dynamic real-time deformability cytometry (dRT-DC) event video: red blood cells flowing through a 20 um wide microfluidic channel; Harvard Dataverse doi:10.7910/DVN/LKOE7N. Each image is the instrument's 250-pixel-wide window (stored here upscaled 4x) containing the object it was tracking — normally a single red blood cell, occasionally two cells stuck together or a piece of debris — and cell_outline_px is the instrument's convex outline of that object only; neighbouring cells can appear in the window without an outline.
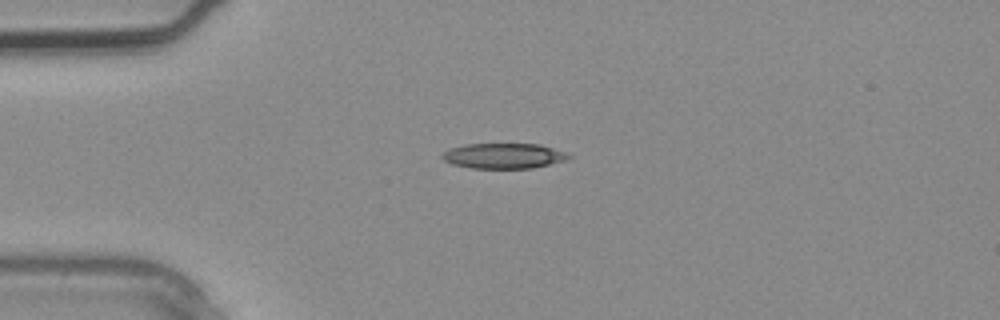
{"species": "common noctule bat (a hibernating species)", "species_latin": "Nyctalus noctula", "temperature_condition": "warm", "stored_images_in_passage": 2, "camera_frame_rate_fps": 3000, "um_per_image_px": 0.085, "animal": {"sex": "male", "body_mass_g": 20.4}, "frame": {"image": 1, "passage_image": 2, "time_ms": 0.333, "image_size_px": [1000, 320], "cell_outline_px": [[572, 156], [564, 160], [532, 168], [472, 168], [452, 164], [444, 160], [440, 156], [448, 148], [464, 144], [540, 144], [564, 152]], "centroid_in_image_um": [42.75, 13.24], "position_along_channel_um": 42.3, "area_um2": 18.5}}